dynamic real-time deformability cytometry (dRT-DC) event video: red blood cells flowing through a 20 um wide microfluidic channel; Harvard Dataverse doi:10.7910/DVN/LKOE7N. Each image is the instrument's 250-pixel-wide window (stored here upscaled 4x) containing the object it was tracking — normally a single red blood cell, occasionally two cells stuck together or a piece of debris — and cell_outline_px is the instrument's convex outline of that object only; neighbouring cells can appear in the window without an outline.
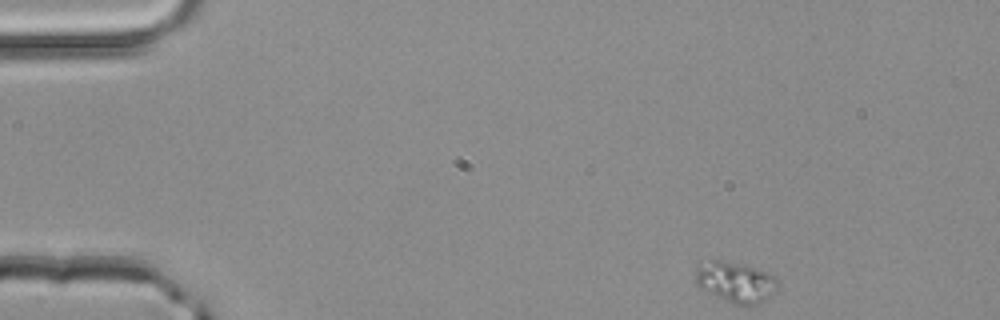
{"species": "common noctule bat (a hibernating species)", "species_latin": "Nyctalus noctula", "temperature_condition": "room temperature", "stored_images_in_passage": 45, "camera_frame_rate_fps": 3000, "um_per_image_px": 0.085, "animal": {"sex": "male", "body_mass_g": 20.4}, "frame": {"image": 1, "passage_image": 1, "time_ms": 0.0, "image_size_px": [1000, 320], "cell_outline_px": [[776, 292], [772, 296], [756, 304], [732, 304], [700, 288], [696, 284], [696, 264], [712, 260], [720, 260], [744, 264], [772, 272], [776, 276]], "centroid_in_image_um": [62.54, 23.95], "position_along_channel_um": 22.5, "area_um2": 19.71}}
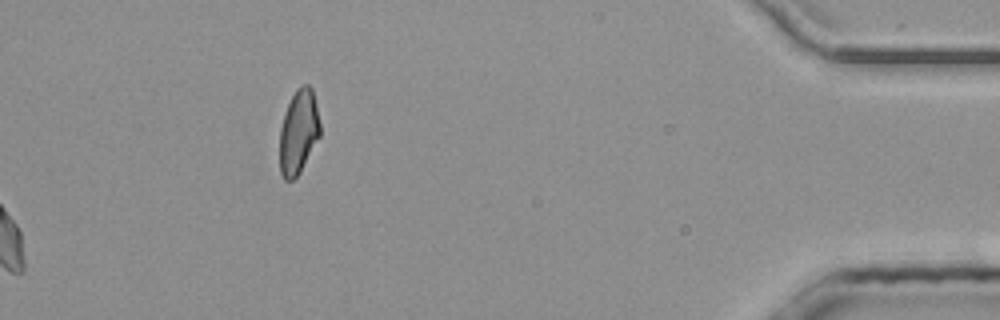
{"frame": {"image": 2, "passage_image": 45, "time_ms": 14.667, "image_size_px": [1000, 320], "cell_outline_px": [[320, 136], [300, 172], [292, 180], [284, 180], [280, 172], [280, 128], [284, 112], [296, 88], [300, 84], [308, 84], [312, 88], [316, 104], [320, 124]], "centroid_in_image_um": [25.37, 11.19], "position_along_channel_um": 409.8, "area_um2": 19.88}}